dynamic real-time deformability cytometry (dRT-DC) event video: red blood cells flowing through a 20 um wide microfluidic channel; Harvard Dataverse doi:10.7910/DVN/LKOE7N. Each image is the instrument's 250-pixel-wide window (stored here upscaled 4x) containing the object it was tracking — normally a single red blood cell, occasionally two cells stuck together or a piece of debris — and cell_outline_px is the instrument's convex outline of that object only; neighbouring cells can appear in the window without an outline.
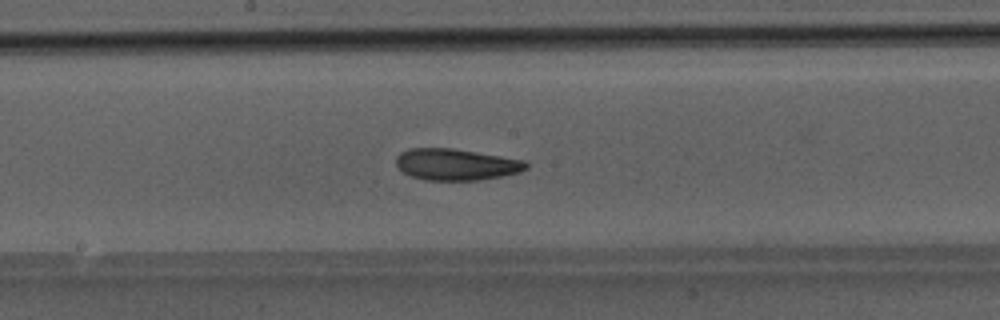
{"species": "Egyptian fruit bat (a non-hibernating species)", "species_latin": "Rousettus aegyptiacus", "temperature_condition": "room temperature", "stored_images_in_passage": 47, "camera_frame_rate_fps": 3000, "um_per_image_px": 0.085, "animal": {"sex": "male"}, "frame": {"image": 1, "passage_image": 25, "time_ms": 8.0, "image_size_px": [1000, 320], "cell_outline_px": [[528, 168], [520, 172], [480, 180], [424, 180], [412, 176], [404, 172], [396, 164], [396, 156], [400, 152], [408, 148], [452, 148], [524, 160], [528, 164]], "centroid_in_image_um": [38.75, 13.97], "position_along_channel_um": 209.4, "area_um2": 23.76}}
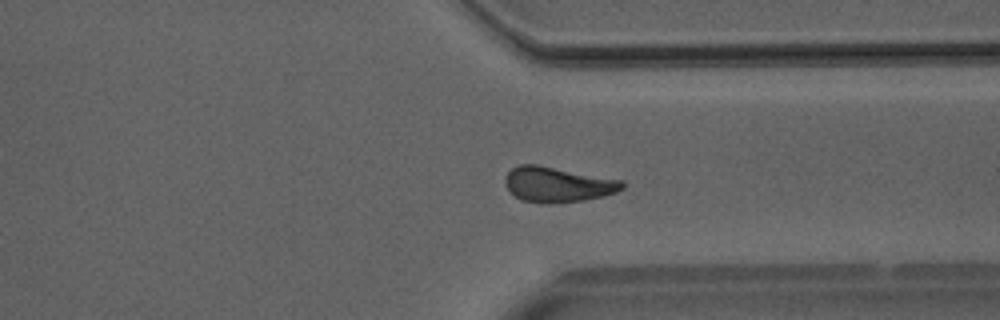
{"frame": {"image": 2, "passage_image": 36, "time_ms": 11.667, "image_size_px": [1000, 320], "cell_outline_px": [[624, 188], [616, 192], [604, 196], [584, 200], [548, 204], [520, 200], [508, 192], [504, 184], [504, 180], [508, 172], [512, 168], [520, 164], [536, 164], [624, 180]], "centroid_in_image_um": [47.38, 15.68], "position_along_channel_um": 364.0, "area_um2": 24.33}}
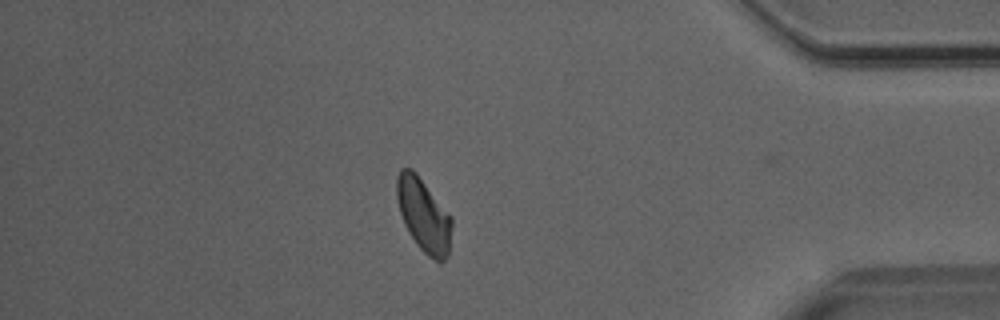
{"frame": {"image": 3, "passage_image": 41, "time_ms": 13.333, "image_size_px": [1000, 320], "cell_outline_px": [[452, 224], [448, 256], [440, 264], [428, 256], [416, 244], [404, 224], [400, 212], [396, 196], [396, 176], [400, 168], [412, 168], [416, 172], [452, 216]], "centroid_in_image_um": [36.01, 18.27], "position_along_channel_um": 399.2, "area_um2": 23.76}}